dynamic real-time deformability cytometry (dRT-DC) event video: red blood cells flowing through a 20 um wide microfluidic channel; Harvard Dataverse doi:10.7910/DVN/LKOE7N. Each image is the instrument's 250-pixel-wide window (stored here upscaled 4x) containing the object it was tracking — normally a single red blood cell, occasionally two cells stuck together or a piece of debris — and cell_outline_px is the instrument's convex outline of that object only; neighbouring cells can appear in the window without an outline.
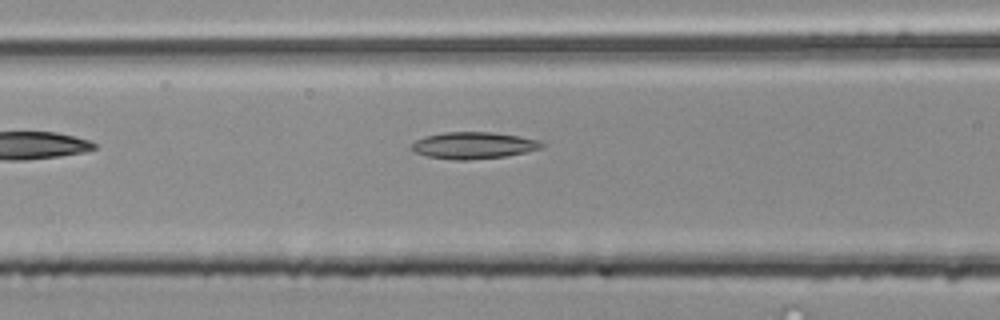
{"species": "common noctule bat (a hibernating species)", "species_latin": "Nyctalus noctula", "temperature_condition": "room temperature", "stored_images_in_passage": 5, "camera_frame_rate_fps": 3000, "um_per_image_px": 0.085, "animal": {"sex": "male", "body_mass_g": 20.4}, "frame": {"image": 1, "passage_image": 5, "time_ms": 1.333, "image_size_px": [1000, 320], "cell_outline_px": [[544, 144], [540, 148], [524, 152], [504, 156], [468, 160], [456, 160], [428, 156], [416, 152], [412, 148], [412, 144], [416, 140], [424, 136], [444, 132], [492, 132], [520, 136], [540, 140]], "centroid_in_image_um": [40.25, 12.34], "position_along_channel_um": 126.3, "area_um2": 20.06}}